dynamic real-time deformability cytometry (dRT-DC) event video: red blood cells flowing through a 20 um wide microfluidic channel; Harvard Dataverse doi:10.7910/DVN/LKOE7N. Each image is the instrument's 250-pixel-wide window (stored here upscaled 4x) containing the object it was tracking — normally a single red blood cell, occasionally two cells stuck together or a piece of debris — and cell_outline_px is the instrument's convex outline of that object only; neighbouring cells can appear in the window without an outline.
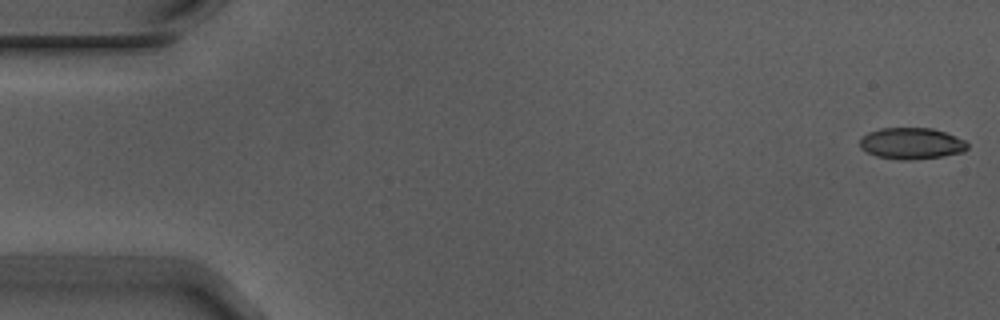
{"species": "Egyptian fruit bat (a non-hibernating species)", "species_latin": "Rousettus aegyptiacus", "temperature_condition": "warm", "stored_images_in_passage": 5, "segment_of_instrument_passage": [2, 2], "camera_frame_rate_fps": 3000, "um_per_image_px": 0.085, "animal": {"sex": "male"}, "frame": {"image": 1, "passage_image": 5, "time_ms": 1.333, "image_size_px": [1000, 320], "cell_outline_px": [[968, 148], [964, 152], [944, 156], [912, 160], [900, 160], [876, 156], [860, 148], [860, 140], [868, 132], [880, 128], [932, 128], [944, 132], [964, 140], [968, 144]], "centroid_in_image_um": [77.48, 12.2], "position_along_channel_um": 7.5, "area_um2": 19.71}}